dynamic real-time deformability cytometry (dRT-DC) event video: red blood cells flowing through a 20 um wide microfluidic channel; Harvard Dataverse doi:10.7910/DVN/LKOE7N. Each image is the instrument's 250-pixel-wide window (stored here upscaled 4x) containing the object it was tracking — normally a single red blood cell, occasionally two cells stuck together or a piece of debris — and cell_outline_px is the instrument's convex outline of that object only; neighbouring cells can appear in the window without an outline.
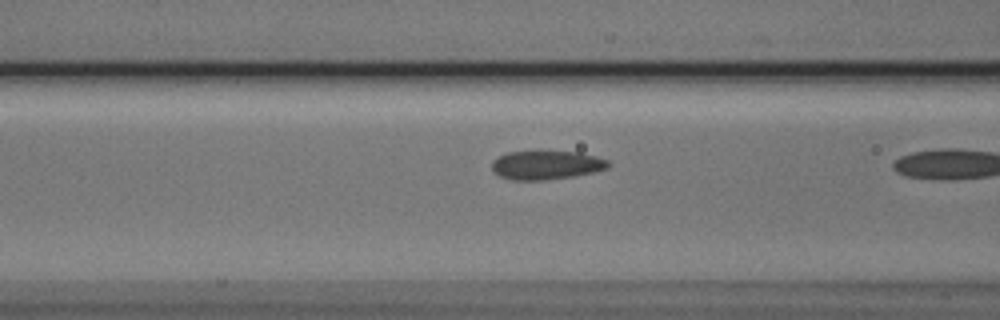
{"species": "Egyptian fruit bat (a non-hibernating species)", "species_latin": "Rousettus aegyptiacus", "temperature_condition": "cold", "stored_images_in_passage": 21, "camera_frame_rate_fps": 3000, "um_per_image_px": 0.085, "animal": {"sex": "male"}, "frame": {"image": 1, "passage_image": 20, "time_ms": 6.333, "image_size_px": [1000, 320], "cell_outline_px": [[612, 164], [608, 168], [592, 172], [572, 176], [544, 180], [512, 180], [500, 176], [492, 168], [492, 160], [508, 152], [536, 148], [540, 148], [580, 152], [596, 156], [608, 160]], "centroid_in_image_um": [46.44, 13.96], "position_along_channel_um": 120.2, "area_um2": 20.4}}